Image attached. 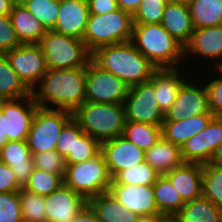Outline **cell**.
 <instances>
[{"label": "cell", "instance_id": "cell-1", "mask_svg": "<svg viewBox=\"0 0 222 222\" xmlns=\"http://www.w3.org/2000/svg\"><path fill=\"white\" fill-rule=\"evenodd\" d=\"M39 86V87H38ZM86 67L48 69L31 90L34 102L41 108L73 112L86 101Z\"/></svg>", "mask_w": 222, "mask_h": 222}, {"label": "cell", "instance_id": "cell-2", "mask_svg": "<svg viewBox=\"0 0 222 222\" xmlns=\"http://www.w3.org/2000/svg\"><path fill=\"white\" fill-rule=\"evenodd\" d=\"M91 60L129 87L149 81L157 69L131 41L99 47Z\"/></svg>", "mask_w": 222, "mask_h": 222}, {"label": "cell", "instance_id": "cell-3", "mask_svg": "<svg viewBox=\"0 0 222 222\" xmlns=\"http://www.w3.org/2000/svg\"><path fill=\"white\" fill-rule=\"evenodd\" d=\"M131 42L156 68L184 63V46L161 24H134Z\"/></svg>", "mask_w": 222, "mask_h": 222}, {"label": "cell", "instance_id": "cell-4", "mask_svg": "<svg viewBox=\"0 0 222 222\" xmlns=\"http://www.w3.org/2000/svg\"><path fill=\"white\" fill-rule=\"evenodd\" d=\"M72 115L81 129L100 143L121 136L126 123L124 104L85 101Z\"/></svg>", "mask_w": 222, "mask_h": 222}, {"label": "cell", "instance_id": "cell-5", "mask_svg": "<svg viewBox=\"0 0 222 222\" xmlns=\"http://www.w3.org/2000/svg\"><path fill=\"white\" fill-rule=\"evenodd\" d=\"M133 16L120 8L106 14H90L82 40L93 53L97 48L131 41Z\"/></svg>", "mask_w": 222, "mask_h": 222}, {"label": "cell", "instance_id": "cell-6", "mask_svg": "<svg viewBox=\"0 0 222 222\" xmlns=\"http://www.w3.org/2000/svg\"><path fill=\"white\" fill-rule=\"evenodd\" d=\"M45 55L47 69H75L86 67L92 53L83 40L47 30L39 42Z\"/></svg>", "mask_w": 222, "mask_h": 222}, {"label": "cell", "instance_id": "cell-7", "mask_svg": "<svg viewBox=\"0 0 222 222\" xmlns=\"http://www.w3.org/2000/svg\"><path fill=\"white\" fill-rule=\"evenodd\" d=\"M112 178L105 158L100 152L94 158L68 165L64 184L80 193L87 201L110 190Z\"/></svg>", "mask_w": 222, "mask_h": 222}, {"label": "cell", "instance_id": "cell-8", "mask_svg": "<svg viewBox=\"0 0 222 222\" xmlns=\"http://www.w3.org/2000/svg\"><path fill=\"white\" fill-rule=\"evenodd\" d=\"M72 118L69 110L38 107L26 139L31 154L55 150L59 134Z\"/></svg>", "mask_w": 222, "mask_h": 222}, {"label": "cell", "instance_id": "cell-9", "mask_svg": "<svg viewBox=\"0 0 222 222\" xmlns=\"http://www.w3.org/2000/svg\"><path fill=\"white\" fill-rule=\"evenodd\" d=\"M129 91L113 73L102 70L92 60L86 66V101L94 103L124 104Z\"/></svg>", "mask_w": 222, "mask_h": 222}, {"label": "cell", "instance_id": "cell-10", "mask_svg": "<svg viewBox=\"0 0 222 222\" xmlns=\"http://www.w3.org/2000/svg\"><path fill=\"white\" fill-rule=\"evenodd\" d=\"M124 107L126 121L162 126L165 119L156 99L155 87L150 81L129 87Z\"/></svg>", "mask_w": 222, "mask_h": 222}, {"label": "cell", "instance_id": "cell-11", "mask_svg": "<svg viewBox=\"0 0 222 222\" xmlns=\"http://www.w3.org/2000/svg\"><path fill=\"white\" fill-rule=\"evenodd\" d=\"M4 54L11 67L30 90L36 87L48 70L45 55L39 44H21Z\"/></svg>", "mask_w": 222, "mask_h": 222}, {"label": "cell", "instance_id": "cell-12", "mask_svg": "<svg viewBox=\"0 0 222 222\" xmlns=\"http://www.w3.org/2000/svg\"><path fill=\"white\" fill-rule=\"evenodd\" d=\"M38 107L34 102L32 94L19 99H8L3 102L0 111L4 114L5 132L8 136V141L27 139Z\"/></svg>", "mask_w": 222, "mask_h": 222}, {"label": "cell", "instance_id": "cell-13", "mask_svg": "<svg viewBox=\"0 0 222 222\" xmlns=\"http://www.w3.org/2000/svg\"><path fill=\"white\" fill-rule=\"evenodd\" d=\"M195 80V82H193ZM197 79L185 80L176 96L174 103L165 114L164 120H180L192 116L211 113L208 105V94L204 81L198 84ZM197 85H196V84ZM201 86V87H200Z\"/></svg>", "mask_w": 222, "mask_h": 222}, {"label": "cell", "instance_id": "cell-14", "mask_svg": "<svg viewBox=\"0 0 222 222\" xmlns=\"http://www.w3.org/2000/svg\"><path fill=\"white\" fill-rule=\"evenodd\" d=\"M221 141L222 118L213 117L203 131L189 138L181 146L182 159L189 163H209Z\"/></svg>", "mask_w": 222, "mask_h": 222}, {"label": "cell", "instance_id": "cell-15", "mask_svg": "<svg viewBox=\"0 0 222 222\" xmlns=\"http://www.w3.org/2000/svg\"><path fill=\"white\" fill-rule=\"evenodd\" d=\"M101 153L111 178L119 171L145 161V151L128 141L123 135L102 142Z\"/></svg>", "mask_w": 222, "mask_h": 222}, {"label": "cell", "instance_id": "cell-16", "mask_svg": "<svg viewBox=\"0 0 222 222\" xmlns=\"http://www.w3.org/2000/svg\"><path fill=\"white\" fill-rule=\"evenodd\" d=\"M190 54V60L192 56L199 58L198 61L204 58L214 60L212 67L208 66L216 69L222 62V25L194 29L189 42L184 46L185 61H188L186 59Z\"/></svg>", "mask_w": 222, "mask_h": 222}, {"label": "cell", "instance_id": "cell-17", "mask_svg": "<svg viewBox=\"0 0 222 222\" xmlns=\"http://www.w3.org/2000/svg\"><path fill=\"white\" fill-rule=\"evenodd\" d=\"M109 192L139 217L162 215L155 203L153 185L111 184Z\"/></svg>", "mask_w": 222, "mask_h": 222}, {"label": "cell", "instance_id": "cell-18", "mask_svg": "<svg viewBox=\"0 0 222 222\" xmlns=\"http://www.w3.org/2000/svg\"><path fill=\"white\" fill-rule=\"evenodd\" d=\"M88 201L64 183L45 196L46 222H68L80 212Z\"/></svg>", "mask_w": 222, "mask_h": 222}, {"label": "cell", "instance_id": "cell-19", "mask_svg": "<svg viewBox=\"0 0 222 222\" xmlns=\"http://www.w3.org/2000/svg\"><path fill=\"white\" fill-rule=\"evenodd\" d=\"M89 15L87 0H59V13L52 31L82 40Z\"/></svg>", "mask_w": 222, "mask_h": 222}, {"label": "cell", "instance_id": "cell-20", "mask_svg": "<svg viewBox=\"0 0 222 222\" xmlns=\"http://www.w3.org/2000/svg\"><path fill=\"white\" fill-rule=\"evenodd\" d=\"M164 176L186 203L202 197V164L184 162Z\"/></svg>", "mask_w": 222, "mask_h": 222}, {"label": "cell", "instance_id": "cell-21", "mask_svg": "<svg viewBox=\"0 0 222 222\" xmlns=\"http://www.w3.org/2000/svg\"><path fill=\"white\" fill-rule=\"evenodd\" d=\"M180 68H157L149 80L155 87L156 99L164 115L174 103L182 83L189 78Z\"/></svg>", "mask_w": 222, "mask_h": 222}, {"label": "cell", "instance_id": "cell-22", "mask_svg": "<svg viewBox=\"0 0 222 222\" xmlns=\"http://www.w3.org/2000/svg\"><path fill=\"white\" fill-rule=\"evenodd\" d=\"M0 160L12 169L16 180L24 187L34 169L27 141H8L0 149Z\"/></svg>", "mask_w": 222, "mask_h": 222}, {"label": "cell", "instance_id": "cell-23", "mask_svg": "<svg viewBox=\"0 0 222 222\" xmlns=\"http://www.w3.org/2000/svg\"><path fill=\"white\" fill-rule=\"evenodd\" d=\"M161 25L185 46L194 31L189 6L168 1L164 8Z\"/></svg>", "mask_w": 222, "mask_h": 222}, {"label": "cell", "instance_id": "cell-24", "mask_svg": "<svg viewBox=\"0 0 222 222\" xmlns=\"http://www.w3.org/2000/svg\"><path fill=\"white\" fill-rule=\"evenodd\" d=\"M213 117L212 113H206L175 121L164 120L162 137L181 147L189 138L203 131Z\"/></svg>", "mask_w": 222, "mask_h": 222}, {"label": "cell", "instance_id": "cell-25", "mask_svg": "<svg viewBox=\"0 0 222 222\" xmlns=\"http://www.w3.org/2000/svg\"><path fill=\"white\" fill-rule=\"evenodd\" d=\"M9 16L21 44H39L47 30L31 12L17 1Z\"/></svg>", "mask_w": 222, "mask_h": 222}, {"label": "cell", "instance_id": "cell-26", "mask_svg": "<svg viewBox=\"0 0 222 222\" xmlns=\"http://www.w3.org/2000/svg\"><path fill=\"white\" fill-rule=\"evenodd\" d=\"M145 161L160 175H164L184 163L181 147L166 141L163 137L145 152Z\"/></svg>", "mask_w": 222, "mask_h": 222}, {"label": "cell", "instance_id": "cell-27", "mask_svg": "<svg viewBox=\"0 0 222 222\" xmlns=\"http://www.w3.org/2000/svg\"><path fill=\"white\" fill-rule=\"evenodd\" d=\"M88 204L97 214L99 222H137L139 216L132 213L108 192L91 197Z\"/></svg>", "mask_w": 222, "mask_h": 222}, {"label": "cell", "instance_id": "cell-28", "mask_svg": "<svg viewBox=\"0 0 222 222\" xmlns=\"http://www.w3.org/2000/svg\"><path fill=\"white\" fill-rule=\"evenodd\" d=\"M174 218L178 222H221L222 208L200 197L186 202Z\"/></svg>", "mask_w": 222, "mask_h": 222}, {"label": "cell", "instance_id": "cell-29", "mask_svg": "<svg viewBox=\"0 0 222 222\" xmlns=\"http://www.w3.org/2000/svg\"><path fill=\"white\" fill-rule=\"evenodd\" d=\"M153 190L156 206L162 215L174 217L185 204L180 194L164 175L157 178L153 184Z\"/></svg>", "mask_w": 222, "mask_h": 222}, {"label": "cell", "instance_id": "cell-30", "mask_svg": "<svg viewBox=\"0 0 222 222\" xmlns=\"http://www.w3.org/2000/svg\"><path fill=\"white\" fill-rule=\"evenodd\" d=\"M189 8L194 29L222 25V0H193Z\"/></svg>", "mask_w": 222, "mask_h": 222}, {"label": "cell", "instance_id": "cell-31", "mask_svg": "<svg viewBox=\"0 0 222 222\" xmlns=\"http://www.w3.org/2000/svg\"><path fill=\"white\" fill-rule=\"evenodd\" d=\"M0 95L6 100L31 95V90L11 67L5 54H0Z\"/></svg>", "mask_w": 222, "mask_h": 222}, {"label": "cell", "instance_id": "cell-32", "mask_svg": "<svg viewBox=\"0 0 222 222\" xmlns=\"http://www.w3.org/2000/svg\"><path fill=\"white\" fill-rule=\"evenodd\" d=\"M122 135L146 152L162 137V127L159 125L126 121Z\"/></svg>", "mask_w": 222, "mask_h": 222}, {"label": "cell", "instance_id": "cell-33", "mask_svg": "<svg viewBox=\"0 0 222 222\" xmlns=\"http://www.w3.org/2000/svg\"><path fill=\"white\" fill-rule=\"evenodd\" d=\"M159 176L160 174L144 161L119 171L112 178L111 184L153 185Z\"/></svg>", "mask_w": 222, "mask_h": 222}, {"label": "cell", "instance_id": "cell-34", "mask_svg": "<svg viewBox=\"0 0 222 222\" xmlns=\"http://www.w3.org/2000/svg\"><path fill=\"white\" fill-rule=\"evenodd\" d=\"M202 197L222 208V166L202 164Z\"/></svg>", "mask_w": 222, "mask_h": 222}, {"label": "cell", "instance_id": "cell-35", "mask_svg": "<svg viewBox=\"0 0 222 222\" xmlns=\"http://www.w3.org/2000/svg\"><path fill=\"white\" fill-rule=\"evenodd\" d=\"M45 27L52 30L59 13V0H18Z\"/></svg>", "mask_w": 222, "mask_h": 222}, {"label": "cell", "instance_id": "cell-36", "mask_svg": "<svg viewBox=\"0 0 222 222\" xmlns=\"http://www.w3.org/2000/svg\"><path fill=\"white\" fill-rule=\"evenodd\" d=\"M23 222H46L45 197L24 189L19 190Z\"/></svg>", "mask_w": 222, "mask_h": 222}, {"label": "cell", "instance_id": "cell-37", "mask_svg": "<svg viewBox=\"0 0 222 222\" xmlns=\"http://www.w3.org/2000/svg\"><path fill=\"white\" fill-rule=\"evenodd\" d=\"M63 183L64 180L59 175L34 168L29 181L23 188L45 197L57 190Z\"/></svg>", "mask_w": 222, "mask_h": 222}, {"label": "cell", "instance_id": "cell-38", "mask_svg": "<svg viewBox=\"0 0 222 222\" xmlns=\"http://www.w3.org/2000/svg\"><path fill=\"white\" fill-rule=\"evenodd\" d=\"M101 152V143L88 134L75 136V146L65 158L66 165L90 160Z\"/></svg>", "mask_w": 222, "mask_h": 222}, {"label": "cell", "instance_id": "cell-39", "mask_svg": "<svg viewBox=\"0 0 222 222\" xmlns=\"http://www.w3.org/2000/svg\"><path fill=\"white\" fill-rule=\"evenodd\" d=\"M169 0H142L135 14L134 24H161L165 5Z\"/></svg>", "mask_w": 222, "mask_h": 222}, {"label": "cell", "instance_id": "cell-40", "mask_svg": "<svg viewBox=\"0 0 222 222\" xmlns=\"http://www.w3.org/2000/svg\"><path fill=\"white\" fill-rule=\"evenodd\" d=\"M34 168L59 175L63 180L66 174L65 158L56 150L32 154Z\"/></svg>", "mask_w": 222, "mask_h": 222}, {"label": "cell", "instance_id": "cell-41", "mask_svg": "<svg viewBox=\"0 0 222 222\" xmlns=\"http://www.w3.org/2000/svg\"><path fill=\"white\" fill-rule=\"evenodd\" d=\"M0 222H23L19 191L0 193Z\"/></svg>", "mask_w": 222, "mask_h": 222}, {"label": "cell", "instance_id": "cell-42", "mask_svg": "<svg viewBox=\"0 0 222 222\" xmlns=\"http://www.w3.org/2000/svg\"><path fill=\"white\" fill-rule=\"evenodd\" d=\"M84 134L85 132L81 129L80 125L72 118L59 134L55 150L66 158L69 152L73 151L75 136H83Z\"/></svg>", "mask_w": 222, "mask_h": 222}, {"label": "cell", "instance_id": "cell-43", "mask_svg": "<svg viewBox=\"0 0 222 222\" xmlns=\"http://www.w3.org/2000/svg\"><path fill=\"white\" fill-rule=\"evenodd\" d=\"M213 73H216V76L214 75V78L205 81L204 85L208 94L210 112L214 117L222 118V73L217 72V70Z\"/></svg>", "mask_w": 222, "mask_h": 222}, {"label": "cell", "instance_id": "cell-44", "mask_svg": "<svg viewBox=\"0 0 222 222\" xmlns=\"http://www.w3.org/2000/svg\"><path fill=\"white\" fill-rule=\"evenodd\" d=\"M20 45L10 16L0 15V54H4Z\"/></svg>", "mask_w": 222, "mask_h": 222}, {"label": "cell", "instance_id": "cell-45", "mask_svg": "<svg viewBox=\"0 0 222 222\" xmlns=\"http://www.w3.org/2000/svg\"><path fill=\"white\" fill-rule=\"evenodd\" d=\"M21 188L12 169L0 160V193L18 192Z\"/></svg>", "mask_w": 222, "mask_h": 222}, {"label": "cell", "instance_id": "cell-46", "mask_svg": "<svg viewBox=\"0 0 222 222\" xmlns=\"http://www.w3.org/2000/svg\"><path fill=\"white\" fill-rule=\"evenodd\" d=\"M90 14H106L119 9L117 0H87Z\"/></svg>", "mask_w": 222, "mask_h": 222}, {"label": "cell", "instance_id": "cell-47", "mask_svg": "<svg viewBox=\"0 0 222 222\" xmlns=\"http://www.w3.org/2000/svg\"><path fill=\"white\" fill-rule=\"evenodd\" d=\"M68 222H99V220L95 211L91 208L89 204H87Z\"/></svg>", "mask_w": 222, "mask_h": 222}, {"label": "cell", "instance_id": "cell-48", "mask_svg": "<svg viewBox=\"0 0 222 222\" xmlns=\"http://www.w3.org/2000/svg\"><path fill=\"white\" fill-rule=\"evenodd\" d=\"M118 7L126 13L135 14L142 0H117Z\"/></svg>", "mask_w": 222, "mask_h": 222}, {"label": "cell", "instance_id": "cell-49", "mask_svg": "<svg viewBox=\"0 0 222 222\" xmlns=\"http://www.w3.org/2000/svg\"><path fill=\"white\" fill-rule=\"evenodd\" d=\"M18 0H0V15H9Z\"/></svg>", "mask_w": 222, "mask_h": 222}, {"label": "cell", "instance_id": "cell-50", "mask_svg": "<svg viewBox=\"0 0 222 222\" xmlns=\"http://www.w3.org/2000/svg\"><path fill=\"white\" fill-rule=\"evenodd\" d=\"M209 163L212 164V165H216V166H222V141L217 146V148H216L215 152L213 153Z\"/></svg>", "mask_w": 222, "mask_h": 222}, {"label": "cell", "instance_id": "cell-51", "mask_svg": "<svg viewBox=\"0 0 222 222\" xmlns=\"http://www.w3.org/2000/svg\"><path fill=\"white\" fill-rule=\"evenodd\" d=\"M8 142V136L5 132L4 114L0 111V149Z\"/></svg>", "mask_w": 222, "mask_h": 222}, {"label": "cell", "instance_id": "cell-52", "mask_svg": "<svg viewBox=\"0 0 222 222\" xmlns=\"http://www.w3.org/2000/svg\"><path fill=\"white\" fill-rule=\"evenodd\" d=\"M167 216L165 215H152V216H144L139 217L137 222H163Z\"/></svg>", "mask_w": 222, "mask_h": 222}, {"label": "cell", "instance_id": "cell-53", "mask_svg": "<svg viewBox=\"0 0 222 222\" xmlns=\"http://www.w3.org/2000/svg\"><path fill=\"white\" fill-rule=\"evenodd\" d=\"M169 1L189 6L193 0H169Z\"/></svg>", "mask_w": 222, "mask_h": 222}, {"label": "cell", "instance_id": "cell-54", "mask_svg": "<svg viewBox=\"0 0 222 222\" xmlns=\"http://www.w3.org/2000/svg\"><path fill=\"white\" fill-rule=\"evenodd\" d=\"M163 222H178L174 217H167Z\"/></svg>", "mask_w": 222, "mask_h": 222}, {"label": "cell", "instance_id": "cell-55", "mask_svg": "<svg viewBox=\"0 0 222 222\" xmlns=\"http://www.w3.org/2000/svg\"><path fill=\"white\" fill-rule=\"evenodd\" d=\"M217 72L222 73V62L216 67Z\"/></svg>", "mask_w": 222, "mask_h": 222}, {"label": "cell", "instance_id": "cell-56", "mask_svg": "<svg viewBox=\"0 0 222 222\" xmlns=\"http://www.w3.org/2000/svg\"><path fill=\"white\" fill-rule=\"evenodd\" d=\"M5 100L6 99L0 95V110H1L2 104Z\"/></svg>", "mask_w": 222, "mask_h": 222}]
</instances>
